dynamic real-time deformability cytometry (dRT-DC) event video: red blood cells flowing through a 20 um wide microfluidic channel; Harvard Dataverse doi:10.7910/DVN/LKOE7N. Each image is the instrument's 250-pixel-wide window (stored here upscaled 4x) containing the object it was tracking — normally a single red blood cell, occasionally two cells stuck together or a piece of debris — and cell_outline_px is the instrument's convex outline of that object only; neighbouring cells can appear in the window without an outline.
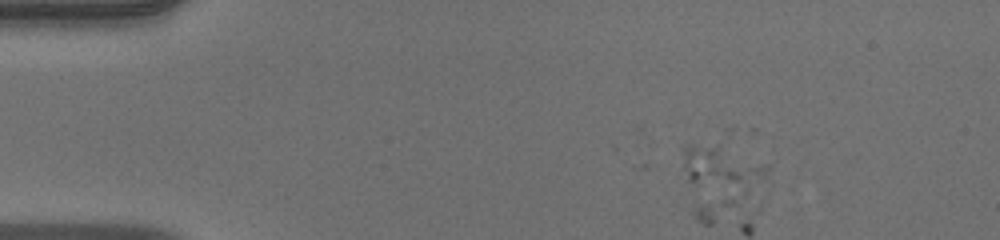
{"species": "human", "species_latin": "Homo sapiens", "temperature_condition": "warm", "stored_images_in_passage": 11, "segment_of_instrument_passage": [1, 2], "camera_frame_rate_fps": 3000, "um_per_image_px": 0.085, "donor": {"sex": "male"}, "frame": {"image": 1, "passage_image": 1, "time_ms": 0.0, "image_size_px": [1000, 240], "cell_outline_px": [[768, 172], [712, 224], [704, 224], [696, 220], [692, 216], [680, 144], [720, 144], [768, 168]], "centroid_in_image_um": [60.95, 15.2], "position_along_channel_um": 24.1, "area_um2": 32.08}}